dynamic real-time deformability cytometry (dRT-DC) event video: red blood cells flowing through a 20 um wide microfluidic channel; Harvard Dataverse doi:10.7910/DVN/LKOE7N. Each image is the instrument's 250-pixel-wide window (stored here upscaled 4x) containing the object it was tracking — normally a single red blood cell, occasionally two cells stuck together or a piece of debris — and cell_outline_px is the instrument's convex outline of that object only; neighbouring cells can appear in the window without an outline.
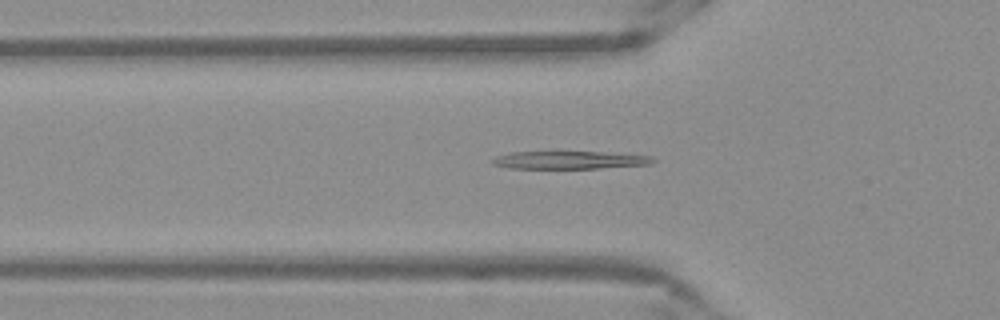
{"species": "Egyptian fruit bat (a non-hibernating species)", "species_latin": "Rousettus aegyptiacus", "temperature_condition": "warm", "stored_images_in_passage": 32, "camera_frame_rate_fps": 3000, "um_per_image_px": 0.085, "frame": {"image": 1, "passage_image": 2, "time_ms": 0.333, "image_size_px": [1000, 320], "cell_outline_px": [[656, 160], [652, 164], [600, 168], [508, 168], [492, 164], [492, 160], [496, 156], [512, 152], [560, 148], [652, 156]], "centroid_in_image_um": [48.38, 13.54], "position_along_channel_um": 77.4, "area_um2": 17.92}}
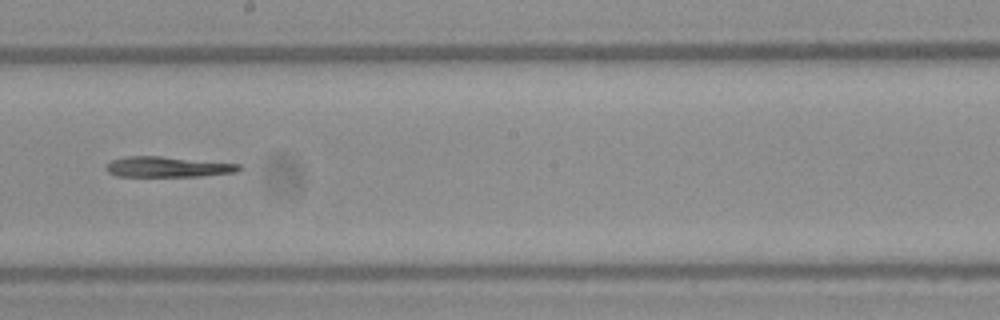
{"frame": {"image": 2, "passage_image": 14, "time_ms": 4.333, "image_size_px": [1000, 320], "cell_outline_px": [[244, 168], [236, 172], [200, 176], [116, 176], [108, 172], [108, 164], [112, 160], [124, 156], [160, 156], [240, 164]], "centroid_in_image_um": [14.29, 14.18], "position_along_channel_um": 233.9, "area_um2": 15.72}}
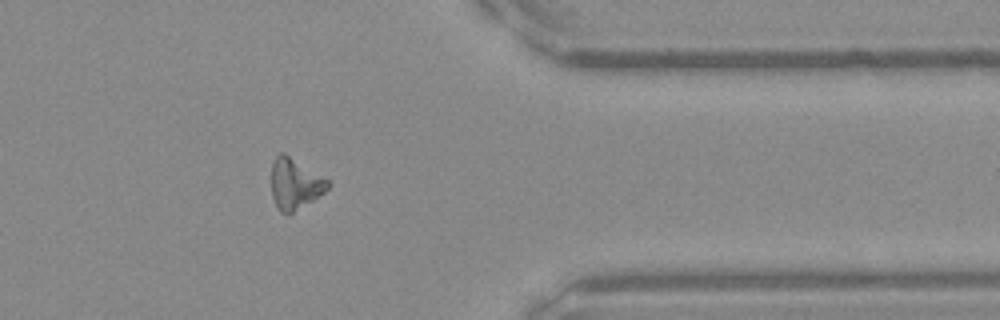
{"frame": {"image": 3, "passage_image": 27, "time_ms": 8.667, "image_size_px": [1000, 320], "cell_outline_px": [[332, 184], [324, 192], [312, 200], [292, 212], [280, 212], [276, 208], [272, 196], [272, 164], [276, 156], [280, 152], [284, 152], [328, 180]], "centroid_in_image_um": [25.05, 15.61], "position_along_channel_um": 386.3, "area_um2": 16.42}}